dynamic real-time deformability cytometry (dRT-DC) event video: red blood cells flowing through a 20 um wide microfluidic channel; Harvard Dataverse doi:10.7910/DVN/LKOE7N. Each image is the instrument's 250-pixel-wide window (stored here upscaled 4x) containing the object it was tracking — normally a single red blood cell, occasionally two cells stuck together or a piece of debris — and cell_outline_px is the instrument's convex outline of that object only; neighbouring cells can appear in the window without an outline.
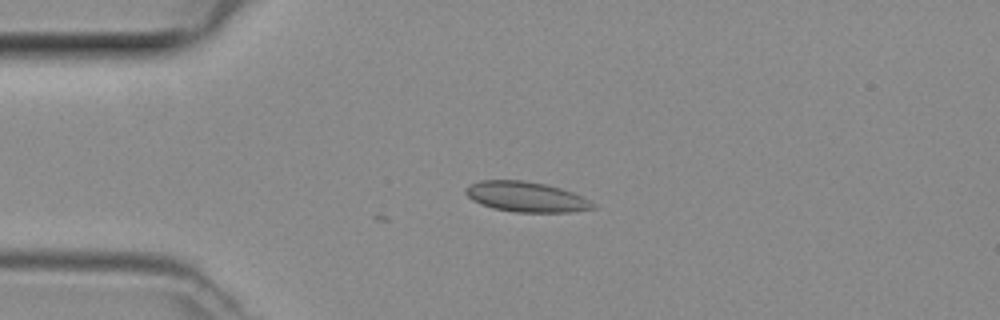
{"species": "common noctule bat (a hibernating species)", "species_latin": "Nyctalus noctula", "temperature_condition": "room temperature", "stored_images_in_passage": 4, "camera_frame_rate_fps": 3000, "um_per_image_px": 0.085, "animal": {"sex": "female", "body_mass_g": 29.2, "forearm_length_mm": 56.3}, "frame": {"image": 1, "passage_image": 4, "time_ms": 1.0, "image_size_px": [1000, 320], "cell_outline_px": [[596, 208], [572, 212], [516, 212], [492, 208], [480, 204], [472, 200], [464, 192], [464, 188], [468, 184], [480, 180], [520, 180], [544, 184], [560, 188], [572, 192], [596, 204]], "centroid_in_image_um": [44.68, 16.73], "position_along_channel_um": 40.3, "area_um2": 22.43}}